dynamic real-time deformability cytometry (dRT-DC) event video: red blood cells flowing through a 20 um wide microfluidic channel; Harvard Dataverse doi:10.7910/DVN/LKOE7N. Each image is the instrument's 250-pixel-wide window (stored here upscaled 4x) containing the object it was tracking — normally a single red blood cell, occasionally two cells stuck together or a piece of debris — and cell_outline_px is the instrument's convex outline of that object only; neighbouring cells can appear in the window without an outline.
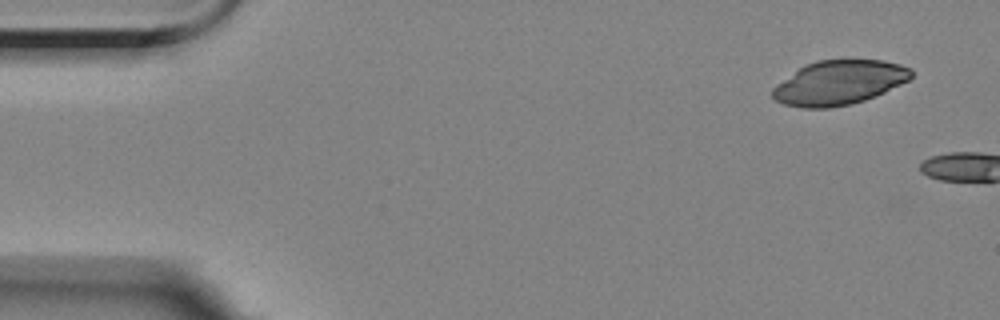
{"species": "Egyptian fruit bat (a non-hibernating species)", "species_latin": "Rousettus aegyptiacus", "temperature_condition": "room temperature", "stored_images_in_passage": 2, "camera_frame_rate_fps": 3000, "um_per_image_px": 0.085, "animal": {"sex": "female"}, "frame": {"image": 1, "passage_image": 1, "time_ms": 0.0, "image_size_px": [1000, 320], "cell_outline_px": [[912, 76], [908, 80], [884, 92], [864, 100], [852, 104], [828, 108], [804, 108], [784, 104], [776, 100], [772, 96], [772, 88], [776, 84], [804, 64], [816, 60], [844, 56], [884, 60], [900, 64], [912, 68]], "centroid_in_image_um": [71.33, 6.96], "position_along_channel_um": 13.7, "area_um2": 36.82}}